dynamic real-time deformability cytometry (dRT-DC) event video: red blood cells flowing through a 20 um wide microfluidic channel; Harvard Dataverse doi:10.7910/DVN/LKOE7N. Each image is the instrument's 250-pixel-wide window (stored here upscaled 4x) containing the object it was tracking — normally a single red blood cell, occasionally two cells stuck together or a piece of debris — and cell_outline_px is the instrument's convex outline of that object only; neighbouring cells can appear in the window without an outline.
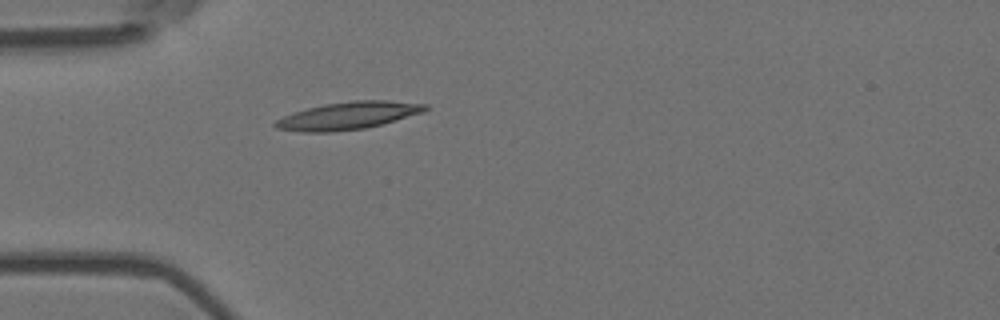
{"species": "Egyptian fruit bat (a non-hibernating species)", "species_latin": "Rousettus aegyptiacus", "temperature_condition": "room temperature", "stored_images_in_passage": 5, "camera_frame_rate_fps": 3000, "um_per_image_px": 0.085, "animal": {"sex": "female"}, "frame": {"image": 1, "passage_image": 5, "time_ms": 1.333, "image_size_px": [1000, 320], "cell_outline_px": [[428, 108], [424, 112], [380, 124], [364, 128], [332, 132], [300, 132], [276, 128], [272, 124], [276, 120], [284, 116], [308, 108], [324, 104], [352, 100], [388, 100], [428, 104]], "centroid_in_image_um": [29.59, 9.82], "position_along_channel_um": 55.4, "area_um2": 23.87}}